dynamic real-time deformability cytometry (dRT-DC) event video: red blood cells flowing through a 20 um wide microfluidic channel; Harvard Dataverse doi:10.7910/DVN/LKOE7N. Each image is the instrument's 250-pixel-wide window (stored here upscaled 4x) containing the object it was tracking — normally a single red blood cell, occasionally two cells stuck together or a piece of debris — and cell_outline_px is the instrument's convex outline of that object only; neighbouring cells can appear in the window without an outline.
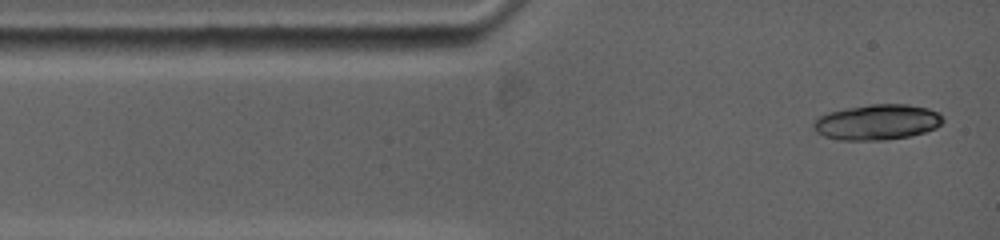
{"species": "common noctule bat (a hibernating species)", "species_latin": "Nyctalus noctula", "temperature_condition": "warm", "stored_images_in_passage": 4, "camera_frame_rate_fps": 5000, "um_per_image_px": 0.085, "animal": {"sex": "female", "body_mass_g": 19.0, "forearm_length_mm": 53.3}, "frame": {"image": 1, "passage_image": 1, "time_ms": 0.0, "image_size_px": [1000, 240], "cell_outline_px": [[944, 120], [936, 128], [924, 132], [908, 136], [880, 140], [840, 140], [824, 136], [816, 132], [812, 128], [812, 124], [820, 116], [828, 112], [868, 104], [908, 104], [928, 108], [936, 112]], "centroid_in_image_um": [74.53, 10.38], "position_along_channel_um": 10.5, "area_um2": 26.59}}